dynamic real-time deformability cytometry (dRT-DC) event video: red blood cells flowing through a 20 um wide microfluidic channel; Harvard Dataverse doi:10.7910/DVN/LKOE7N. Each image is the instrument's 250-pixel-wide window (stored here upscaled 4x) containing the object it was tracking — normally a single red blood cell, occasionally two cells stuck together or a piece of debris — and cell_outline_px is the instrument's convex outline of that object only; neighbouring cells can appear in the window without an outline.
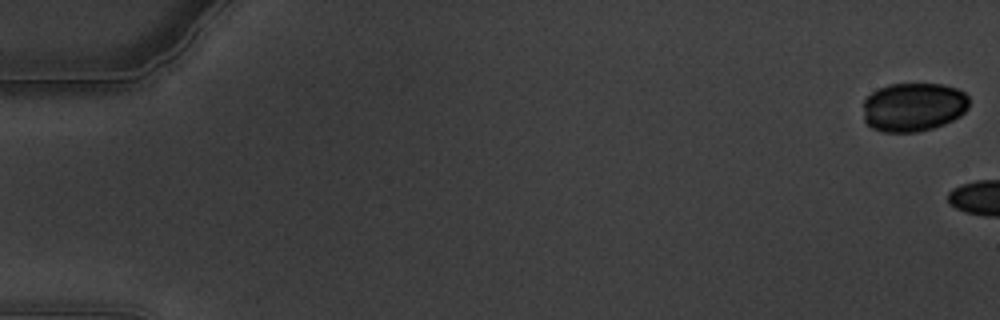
{"species": "common noctule bat (a hibernating species)", "species_latin": "Nyctalus noctula", "temperature_condition": "warm", "stored_images_in_passage": 5, "camera_frame_rate_fps": 3000, "um_per_image_px": 0.085, "animal": {"sex": "male", "body_mass_g": 19.5, "forearm_length_mm": 54.6}, "frame": {"image": 1, "passage_image": 1, "time_ms": 0.0, "image_size_px": [1000, 320], "cell_outline_px": [[968, 108], [960, 116], [944, 124], [920, 132], [884, 132], [872, 128], [864, 120], [864, 100], [872, 92], [888, 84], [944, 84], [956, 88], [964, 92], [968, 96]], "centroid_in_image_um": [77.65, 9.1], "position_along_channel_um": 7.4, "area_um2": 30.23}}